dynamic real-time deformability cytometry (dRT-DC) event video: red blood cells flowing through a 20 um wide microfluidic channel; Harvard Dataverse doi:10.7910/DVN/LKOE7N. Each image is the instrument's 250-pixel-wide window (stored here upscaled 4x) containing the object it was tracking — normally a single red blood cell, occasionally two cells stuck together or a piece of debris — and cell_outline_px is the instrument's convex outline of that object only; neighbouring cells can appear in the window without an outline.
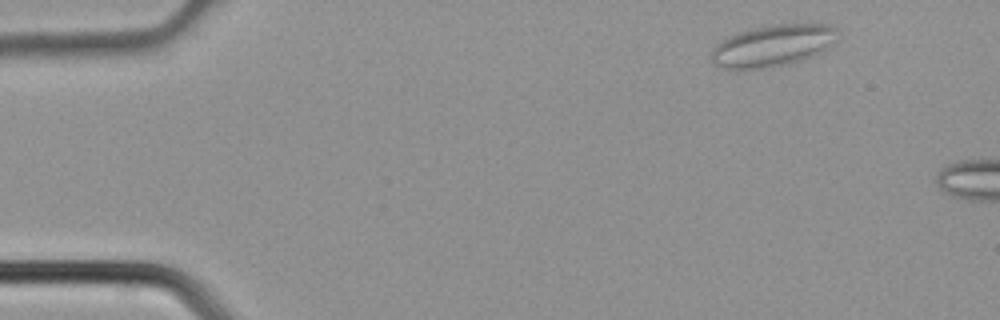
{"species": "common noctule bat (a hibernating species)", "species_latin": "Nyctalus noctula", "temperature_condition": "cold", "stored_images_in_passage": 3, "camera_frame_rate_fps": 3000, "um_per_image_px": 0.085, "animal": {"sex": "male", "body_mass_g": 21.5, "forearm_length_mm": 52.0}, "frame": {"image": 1, "passage_image": 1, "time_ms": 0.0, "image_size_px": [1000, 320], "cell_outline_px": [[840, 40], [828, 48], [812, 56], [792, 64], [768, 68], [736, 72], [720, 68], [712, 64], [712, 48], [716, 44], [728, 36], [740, 32], [772, 24], [828, 24], [836, 28]], "centroid_in_image_um": [65.68, 3.93], "position_along_channel_um": 19.3, "area_um2": 31.62}}